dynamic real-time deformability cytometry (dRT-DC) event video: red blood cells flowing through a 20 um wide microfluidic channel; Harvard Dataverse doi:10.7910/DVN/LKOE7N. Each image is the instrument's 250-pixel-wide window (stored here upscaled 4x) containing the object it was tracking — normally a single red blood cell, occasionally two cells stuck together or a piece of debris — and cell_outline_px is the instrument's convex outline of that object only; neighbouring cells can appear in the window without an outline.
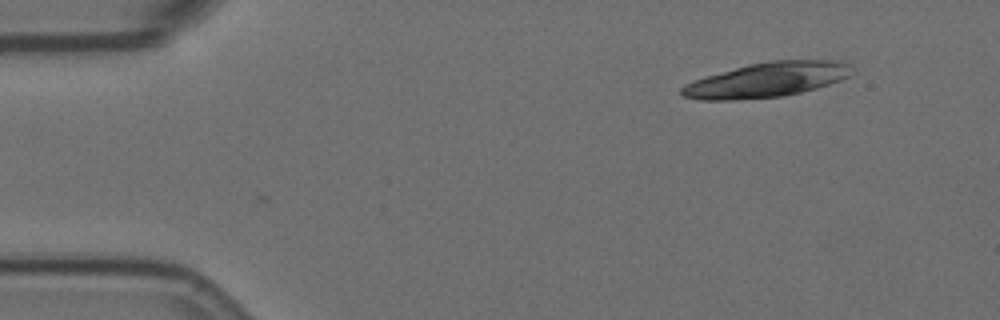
{"species": "Egyptian fruit bat (a non-hibernating species)", "species_latin": "Rousettus aegyptiacus", "temperature_condition": "room temperature", "stored_images_in_passage": 3, "camera_frame_rate_fps": 3000, "um_per_image_px": 0.085, "animal": {"sex": "female"}, "frame": {"image": 1, "passage_image": 3, "time_ms": 0.667, "image_size_px": [1000, 320], "cell_outline_px": [[848, 76], [840, 80], [816, 88], [784, 96], [736, 100], [700, 100], [684, 96], [680, 92], [680, 88], [684, 84], [704, 76], [748, 64], [768, 60], [840, 60], [848, 64]], "centroid_in_image_um": [65.11, 6.78], "position_along_channel_um": 19.9, "area_um2": 34.33}}